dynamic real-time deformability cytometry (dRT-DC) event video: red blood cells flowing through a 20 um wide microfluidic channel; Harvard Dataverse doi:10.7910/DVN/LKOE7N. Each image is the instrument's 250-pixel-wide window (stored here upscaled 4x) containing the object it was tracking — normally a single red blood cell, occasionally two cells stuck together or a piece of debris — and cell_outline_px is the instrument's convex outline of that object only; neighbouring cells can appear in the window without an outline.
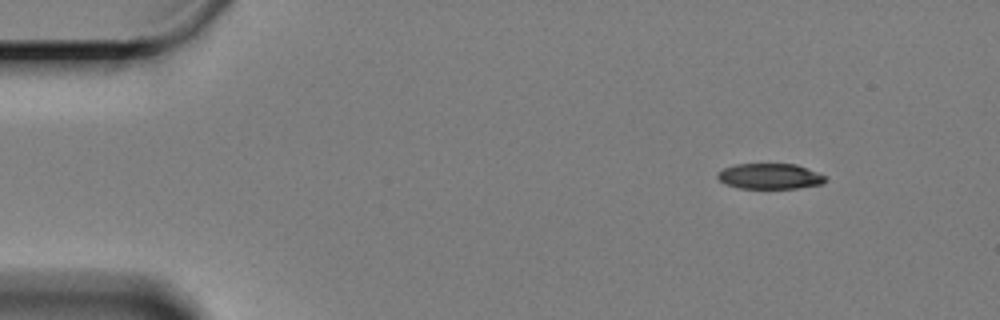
{"species": "Egyptian fruit bat (a non-hibernating species)", "species_latin": "Rousettus aegyptiacus", "temperature_condition": "cold", "stored_images_in_passage": 55, "camera_frame_rate_fps": 3000, "um_per_image_px": 0.085, "animal": {"sex": "female"}, "frame": {"image": 1, "passage_image": 1, "time_ms": 0.0, "image_size_px": [1000, 320], "cell_outline_px": [[824, 184], [800, 188], [740, 188], [728, 184], [720, 180], [716, 176], [716, 172], [724, 168], [736, 164], [796, 164], [824, 176]], "centroid_in_image_um": [65.41, 14.98], "position_along_channel_um": 19.6, "area_um2": 15.84}}
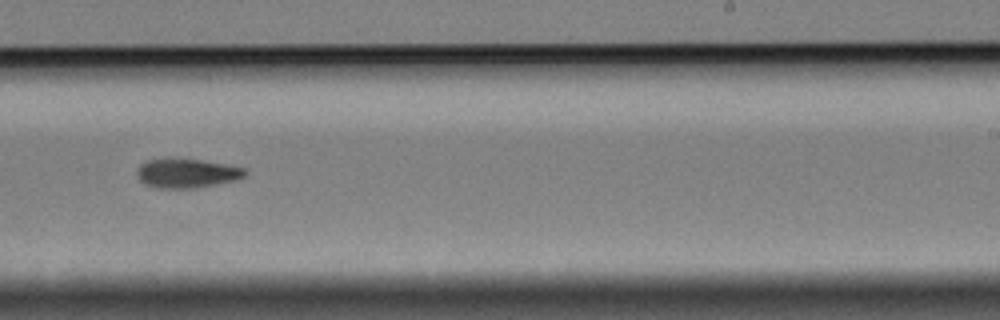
{"frame": {"image": 2, "passage_image": 32, "time_ms": 10.333, "image_size_px": [1000, 320], "cell_outline_px": [[248, 172], [244, 176], [236, 180], [196, 188], [156, 188], [144, 184], [140, 180], [136, 172], [140, 164], [148, 160], [200, 160], [244, 168]], "centroid_in_image_um": [15.87, 14.76], "position_along_channel_um": 273.1, "area_um2": 17.92}}
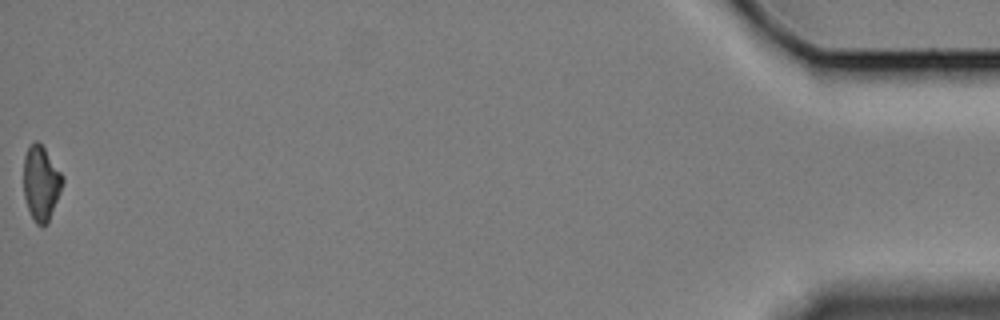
{"frame": {"image": 3, "passage_image": 55, "time_ms": 18.0, "image_size_px": [1000, 320], "cell_outline_px": [[64, 180], [60, 192], [48, 224], [36, 224], [28, 208], [24, 196], [24, 156], [28, 144], [36, 140], [44, 148], [64, 176]], "centroid_in_image_um": [3.49, 15.54], "position_along_channel_um": 431.7, "area_um2": 16.88}, "authors_computed_cell_mechanics": {"area_um2": 17.9758, "velocity_mm_per_s": 3.2995, "shape_relaxation_time_tau1_ms": 6.5846, "shape_relaxation_time_tau2_ms": 8.7027, "deformation_change_tau1": 0.1602, "deformation_change_tau2": 0.1702}}